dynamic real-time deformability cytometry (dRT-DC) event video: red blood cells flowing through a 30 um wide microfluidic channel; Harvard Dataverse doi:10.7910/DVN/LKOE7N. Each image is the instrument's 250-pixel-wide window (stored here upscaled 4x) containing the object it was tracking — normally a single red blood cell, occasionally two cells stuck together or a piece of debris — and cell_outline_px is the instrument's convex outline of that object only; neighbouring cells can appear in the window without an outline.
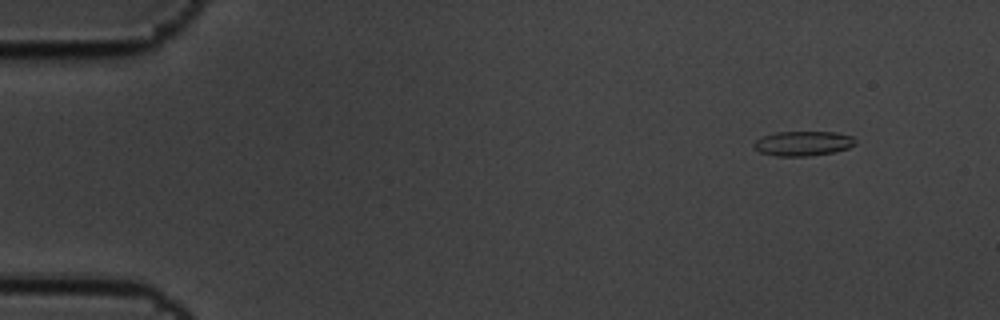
{"species": "common noctule bat (a hibernating species)", "species_latin": "Nyctalus noctula", "temperature_condition": "cold", "stored_images_in_passage": 10, "camera_frame_rate_fps": 3000, "um_per_image_px": 0.085, "animal": {"sex": "male", "body_mass_g": 19.5, "forearm_length_mm": 54.6}, "frame": {"image": 1, "passage_image": 1, "time_ms": 0.0, "image_size_px": [1000, 320], "cell_outline_px": [[856, 144], [848, 148], [832, 152], [808, 156], [776, 156], [760, 152], [752, 144], [760, 136], [776, 132], [836, 132], [852, 136], [856, 140]], "centroid_in_image_um": [68.25, 12.18], "position_along_channel_um": 16.8, "area_um2": 14.62}}
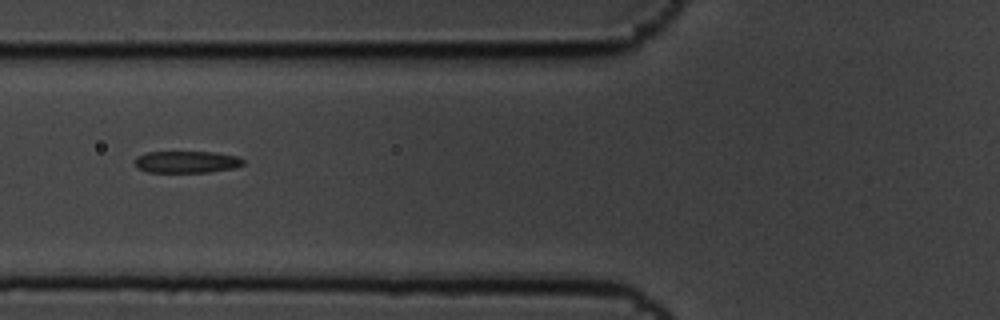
{"frame": {"image": 2, "passage_image": 6, "time_ms": 1.667, "image_size_px": [1000, 320], "cell_outline_px": [[244, 164], [232, 168], [208, 172], [148, 172], [136, 168], [132, 160], [136, 156], [144, 152], [216, 152], [236, 156], [244, 160]], "centroid_in_image_um": [15.78, 13.76], "position_along_channel_um": 110.0, "area_um2": 13.99}}
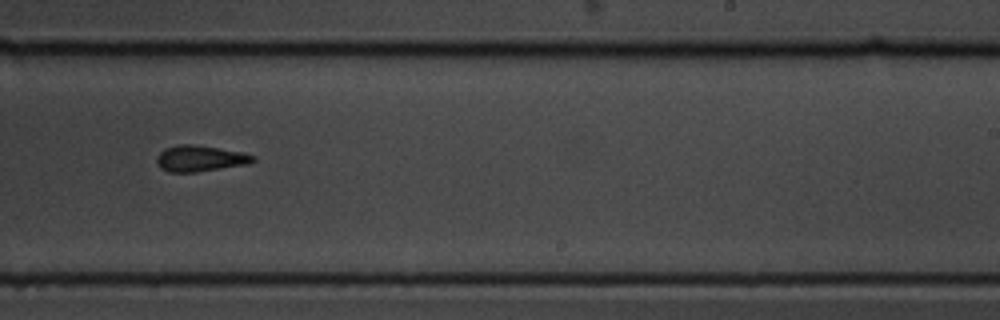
{"frame": {"image": 3, "passage_image": 10, "time_ms": 3.0, "image_size_px": [1000, 320], "cell_outline_px": [[256, 160], [248, 164], [196, 172], [168, 172], [160, 168], [156, 160], [156, 156], [164, 148], [180, 144], [196, 144], [240, 152], [256, 156]], "centroid_in_image_um": [16.98, 13.47], "position_along_channel_um": 272.0, "area_um2": 14.68}}